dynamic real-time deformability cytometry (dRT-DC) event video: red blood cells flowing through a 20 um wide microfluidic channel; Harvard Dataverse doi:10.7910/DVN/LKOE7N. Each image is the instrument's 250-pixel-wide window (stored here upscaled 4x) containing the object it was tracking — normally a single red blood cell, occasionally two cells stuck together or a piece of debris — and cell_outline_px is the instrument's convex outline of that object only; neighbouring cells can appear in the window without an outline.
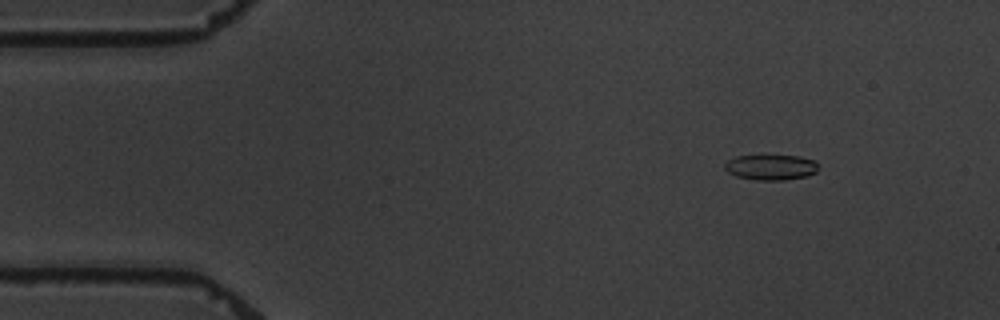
{"species": "common noctule bat (a hibernating species)", "species_latin": "Nyctalus noctula", "temperature_condition": "warm", "stored_images_in_passage": 4, "camera_frame_rate_fps": 3000, "um_per_image_px": 0.085, "animal": {"sex": "male", "body_mass_g": 19.5, "forearm_length_mm": 54.6}, "frame": {"image": 1, "passage_image": 2, "time_ms": 1.667, "image_size_px": [1000, 320], "cell_outline_px": [[820, 168], [816, 172], [808, 176], [784, 180], [756, 180], [736, 176], [728, 172], [724, 168], [724, 164], [728, 160], [736, 156], [800, 156], [816, 160]], "centroid_in_image_um": [65.57, 14.22], "position_along_channel_um": 19.4, "area_um2": 13.99}}
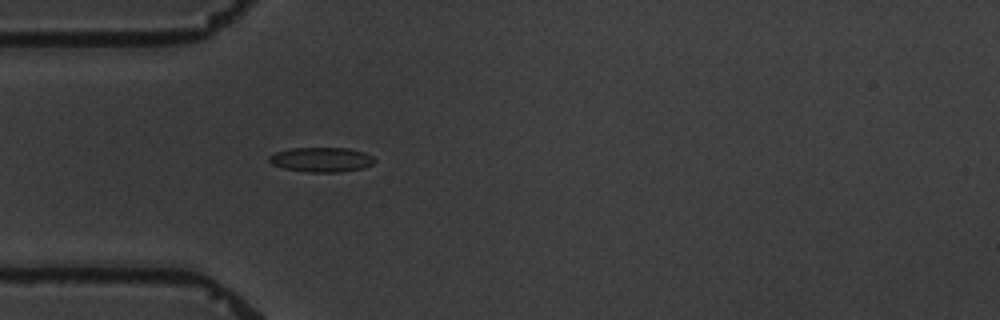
{"frame": {"image": 2, "passage_image": 4, "time_ms": 5.0, "image_size_px": [1000, 320], "cell_outline_px": [[376, 160], [372, 164], [364, 168], [340, 172], [308, 172], [284, 168], [272, 164], [268, 160], [268, 156], [276, 152], [292, 148], [348, 148], [364, 152], [372, 156]], "centroid_in_image_um": [27.33, 13.57], "position_along_channel_um": 57.7, "area_um2": 15.14}}